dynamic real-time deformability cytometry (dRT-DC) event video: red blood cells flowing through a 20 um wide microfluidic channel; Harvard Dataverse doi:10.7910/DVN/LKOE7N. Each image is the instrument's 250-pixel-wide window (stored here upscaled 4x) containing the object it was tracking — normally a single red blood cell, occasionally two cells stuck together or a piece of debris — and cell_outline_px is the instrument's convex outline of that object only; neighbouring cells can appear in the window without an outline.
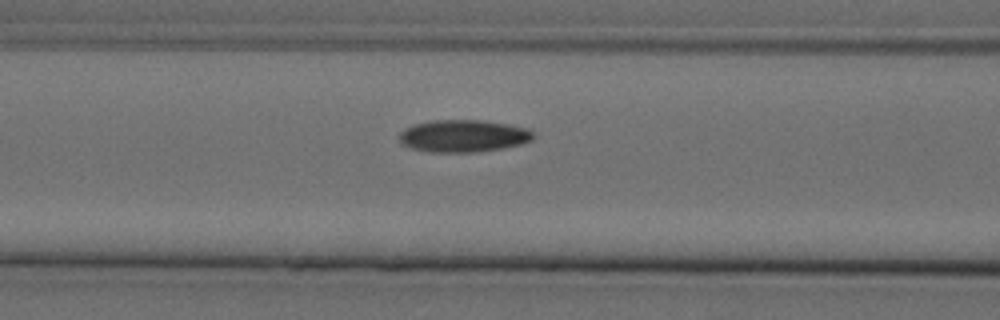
{"species": "Egyptian fruit bat (a non-hibernating species)", "species_latin": "Rousettus aegyptiacus", "temperature_condition": "cold", "stored_images_in_passage": 15, "camera_frame_rate_fps": 3000, "um_per_image_px": 0.085, "animal": {"sex": "female"}, "frame": {"image": 1, "passage_image": 13, "time_ms": 4.0, "image_size_px": [1000, 320], "cell_outline_px": [[532, 140], [520, 144], [504, 148], [476, 152], [428, 152], [412, 148], [404, 144], [400, 140], [400, 132], [404, 128], [412, 124], [432, 120], [480, 120], [508, 124], [528, 128], [532, 132]], "centroid_in_image_um": [39.37, 11.55], "position_along_channel_um": 127.2, "area_um2": 25.2}}